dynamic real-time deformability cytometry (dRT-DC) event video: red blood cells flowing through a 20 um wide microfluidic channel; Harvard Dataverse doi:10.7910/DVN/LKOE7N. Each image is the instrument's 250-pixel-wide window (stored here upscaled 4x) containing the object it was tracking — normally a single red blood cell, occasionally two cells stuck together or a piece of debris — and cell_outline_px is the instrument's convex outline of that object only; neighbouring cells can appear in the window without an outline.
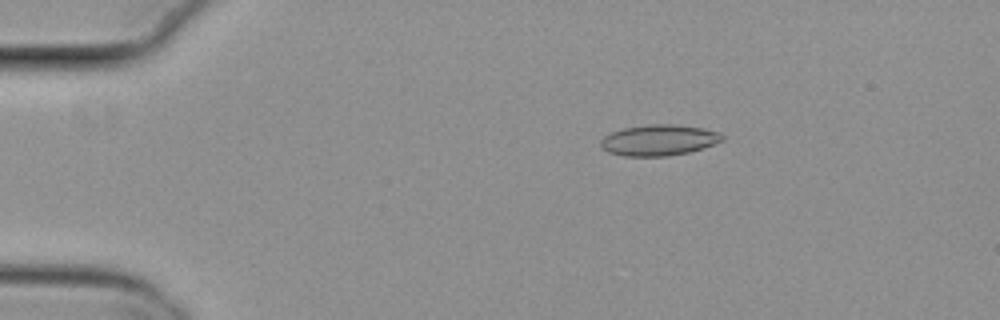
{"species": "common noctule bat (a hibernating species)", "species_latin": "Nyctalus noctula", "temperature_condition": "cold", "stored_images_in_passage": 54, "camera_frame_rate_fps": 3000, "um_per_image_px": 0.085, "animal": {"sex": "female", "body_mass_g": 29.2, "forearm_length_mm": 56.3}, "frame": {"image": 1, "passage_image": 10, "time_ms": 3.0, "image_size_px": [1000, 320], "cell_outline_px": [[724, 140], [704, 148], [688, 152], [668, 156], [624, 156], [608, 152], [600, 148], [600, 140], [604, 136], [612, 132], [624, 128], [652, 124], [676, 124], [704, 128], [720, 132], [724, 136]], "centroid_in_image_um": [56.02, 11.91], "position_along_channel_um": 29.0, "area_um2": 22.08}}
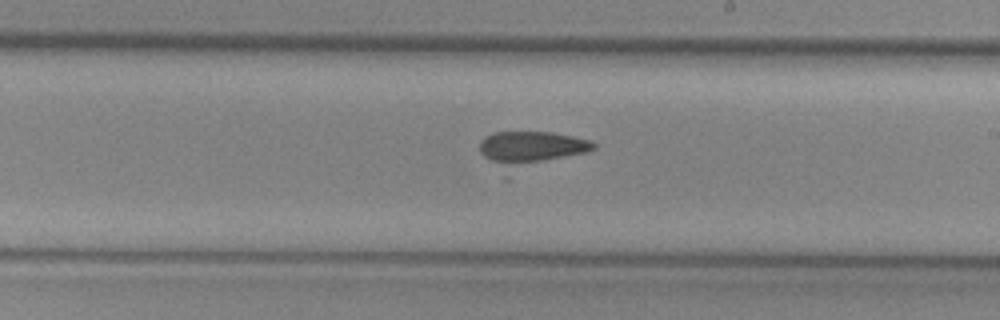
{"frame": {"image": 2, "passage_image": 32, "time_ms": 10.333, "image_size_px": [1000, 320], "cell_outline_px": [[596, 148], [588, 152], [508, 180], [504, 180], [480, 152], [480, 140], [484, 136], [492, 132], [552, 132], [592, 140], [596, 144]], "centroid_in_image_um": [45.05, 12.83], "position_along_channel_um": 243.9, "area_um2": 26.24}}
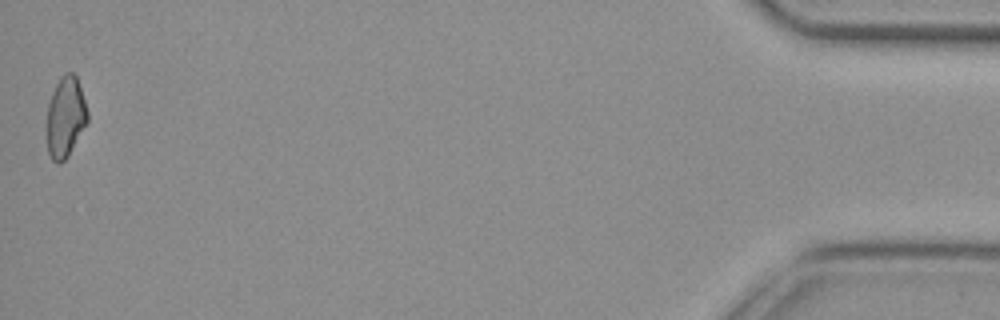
{"frame": {"image": 3, "passage_image": 54, "time_ms": 17.667, "image_size_px": [1000, 320], "cell_outline_px": [[88, 120], [68, 156], [60, 164], [56, 164], [52, 160], [48, 152], [48, 104], [52, 92], [60, 76], [64, 72], [72, 72], [76, 76], [88, 112]], "centroid_in_image_um": [5.56, 9.94], "position_along_channel_um": 429.6, "area_um2": 18.84}}